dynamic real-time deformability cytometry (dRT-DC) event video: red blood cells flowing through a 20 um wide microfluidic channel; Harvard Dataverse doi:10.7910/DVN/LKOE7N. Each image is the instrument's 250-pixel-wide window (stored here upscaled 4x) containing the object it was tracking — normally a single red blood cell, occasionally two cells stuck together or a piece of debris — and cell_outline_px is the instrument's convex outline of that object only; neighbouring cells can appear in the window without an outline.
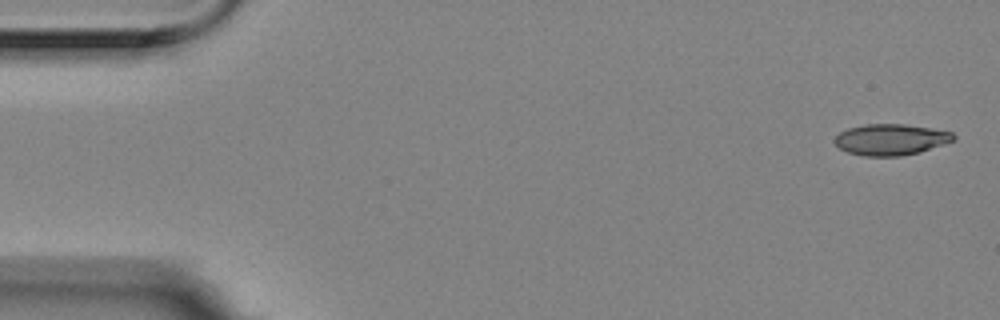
{"species": "Egyptian fruit bat (a non-hibernating species)", "species_latin": "Rousettus aegyptiacus", "temperature_condition": "room temperature", "stored_images_in_passage": 5, "camera_frame_rate_fps": 3000, "um_per_image_px": 0.085, "animal": {"sex": "female"}, "frame": {"image": 1, "passage_image": 1, "time_ms": 0.0, "image_size_px": [1000, 320], "cell_outline_px": [[956, 140], [920, 152], [900, 156], [864, 156], [848, 152], [840, 148], [832, 140], [840, 132], [848, 128], [864, 124], [904, 124], [932, 128], [952, 132], [956, 136]], "centroid_in_image_um": [75.73, 11.86], "position_along_channel_um": 9.3, "area_um2": 21.68}}
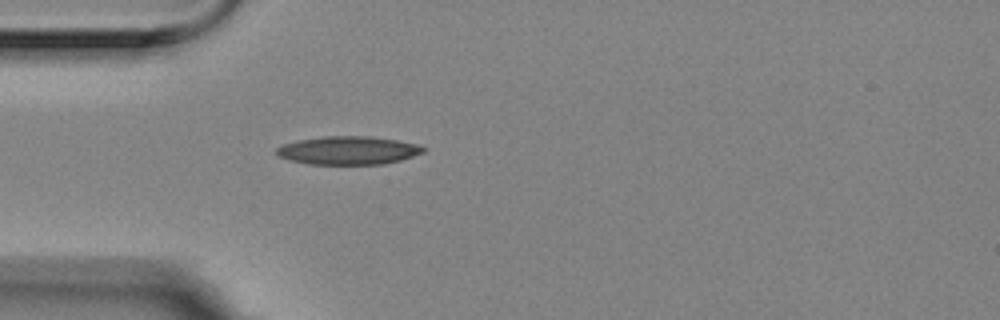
{"frame": {"image": 2, "passage_image": 5, "time_ms": 1.333, "image_size_px": [1000, 320], "cell_outline_px": [[424, 152], [400, 160], [384, 164], [308, 164], [288, 160], [280, 156], [276, 152], [276, 148], [284, 144], [296, 140], [324, 136], [368, 136], [396, 140], [416, 144], [424, 148]], "centroid_in_image_um": [29.56, 12.78], "position_along_channel_um": 55.4, "area_um2": 24.04}}